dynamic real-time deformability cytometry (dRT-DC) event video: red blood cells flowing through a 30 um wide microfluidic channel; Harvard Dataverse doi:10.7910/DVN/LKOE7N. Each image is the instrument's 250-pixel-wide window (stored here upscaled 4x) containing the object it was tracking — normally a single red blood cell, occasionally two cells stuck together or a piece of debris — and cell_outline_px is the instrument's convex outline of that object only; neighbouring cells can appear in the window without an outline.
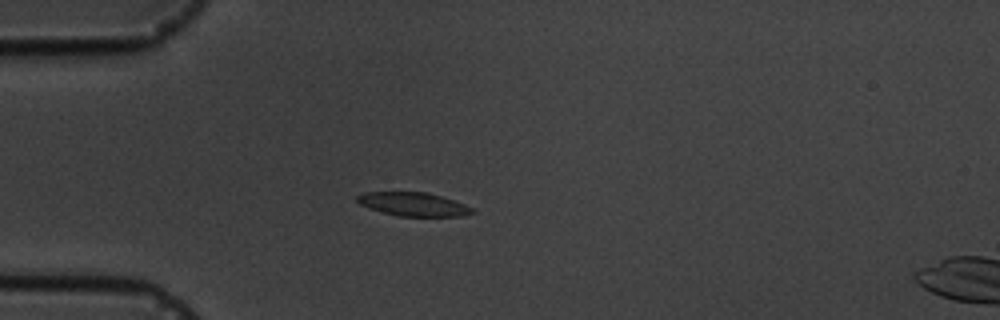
{"species": "common noctule bat (a hibernating species)", "species_latin": "Nyctalus noctula", "temperature_condition": "cold", "stored_images_in_passage": 7, "camera_frame_rate_fps": 3000, "um_per_image_px": 0.085, "animal": {"sex": "male", "body_mass_g": 19.5, "forearm_length_mm": 54.6}, "frame": {"image": 1, "passage_image": 4, "time_ms": 3.667, "image_size_px": [1000, 320], "cell_outline_px": [[476, 212], [460, 216], [400, 216], [368, 208], [360, 204], [356, 200], [356, 196], [364, 192], [428, 192], [464, 204], [472, 208]], "centroid_in_image_um": [35.11, 17.35], "position_along_channel_um": 49.9, "area_um2": 15.66}}
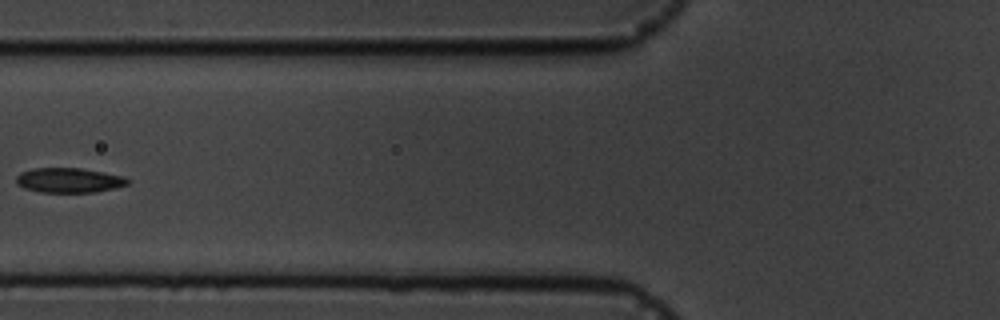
{"frame": {"image": 2, "passage_image": 6, "time_ms": 6.0, "image_size_px": [1000, 320], "cell_outline_px": [[132, 180], [128, 184], [116, 188], [96, 192], [40, 192], [24, 188], [16, 184], [16, 176], [20, 172], [32, 168], [80, 168], [124, 176]], "centroid_in_image_um": [5.87, 15.32], "position_along_channel_um": 119.9, "area_um2": 16.24}}
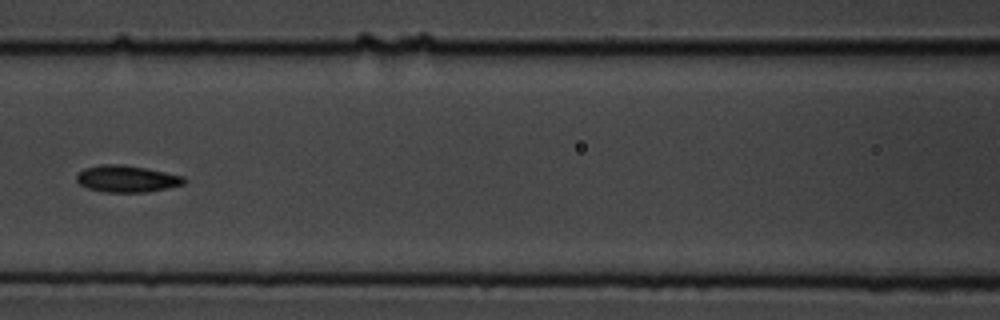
{"frame": {"image": 3, "passage_image": 7, "time_ms": 7.0, "image_size_px": [1000, 320], "cell_outline_px": [[188, 180], [184, 184], [168, 188], [148, 192], [104, 192], [88, 188], [80, 184], [76, 180], [76, 172], [84, 168], [100, 164], [124, 164], [184, 176]], "centroid_in_image_um": [10.76, 15.19], "position_along_channel_um": 155.8, "area_um2": 16.94}}